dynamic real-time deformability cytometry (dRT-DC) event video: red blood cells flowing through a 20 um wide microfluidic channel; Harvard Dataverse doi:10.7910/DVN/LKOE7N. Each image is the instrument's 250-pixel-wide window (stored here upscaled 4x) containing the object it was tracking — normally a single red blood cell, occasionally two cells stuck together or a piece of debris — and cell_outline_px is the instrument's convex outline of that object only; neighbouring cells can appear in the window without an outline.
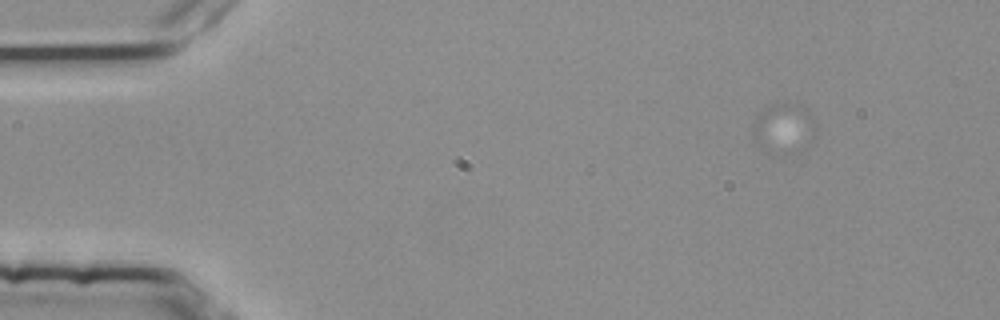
{"species": "common noctule bat (a hibernating species)", "species_latin": "Nyctalus noctula", "temperature_condition": "room temperature", "stored_images_in_passage": 1, "camera_frame_rate_fps": 3000, "um_per_image_px": 0.085, "animal": {"sex": "female", "body_mass_g": 25.1}, "frame": {"image": 1, "passage_image": 1, "time_ms": 0.0, "image_size_px": [1000, 320], "cell_outline_px": [[816, 132], [812, 140], [756, 140], [752, 132], [752, 128], [756, 116], [768, 108], [776, 104], [800, 104], [808, 108], [816, 124]], "centroid_in_image_um": [66.7, 10.5], "position_along_channel_um": 18.3, "area_um2": 14.28}}